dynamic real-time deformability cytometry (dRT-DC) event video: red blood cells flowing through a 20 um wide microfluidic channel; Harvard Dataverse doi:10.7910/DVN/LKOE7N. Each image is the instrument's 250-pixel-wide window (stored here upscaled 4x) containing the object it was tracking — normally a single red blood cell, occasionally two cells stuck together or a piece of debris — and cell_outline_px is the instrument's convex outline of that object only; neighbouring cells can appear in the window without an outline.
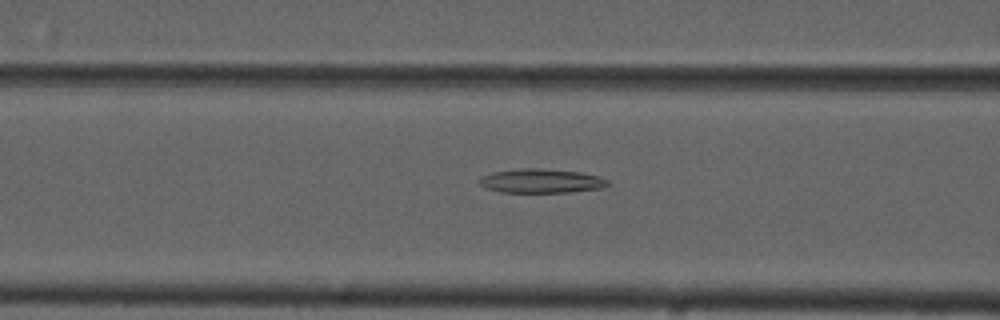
{"species": "common noctule bat (a hibernating species)", "species_latin": "Nyctalus noctula", "temperature_condition": "cold", "stored_images_in_passage": 8, "camera_frame_rate_fps": 3000, "um_per_image_px": 0.085, "animal": {"sex": "male", "forearm_length_mm": 52.5}, "frame": {"image": 1, "passage_image": 6, "time_ms": 1.667, "image_size_px": [1000, 320], "cell_outline_px": [[612, 184], [600, 188], [568, 192], [500, 192], [484, 188], [480, 184], [480, 176], [492, 172], [520, 168], [540, 168], [580, 172], [600, 176], [608, 180]], "centroid_in_image_um": [46.0, 15.37], "position_along_channel_um": 120.6, "area_um2": 18.15}}